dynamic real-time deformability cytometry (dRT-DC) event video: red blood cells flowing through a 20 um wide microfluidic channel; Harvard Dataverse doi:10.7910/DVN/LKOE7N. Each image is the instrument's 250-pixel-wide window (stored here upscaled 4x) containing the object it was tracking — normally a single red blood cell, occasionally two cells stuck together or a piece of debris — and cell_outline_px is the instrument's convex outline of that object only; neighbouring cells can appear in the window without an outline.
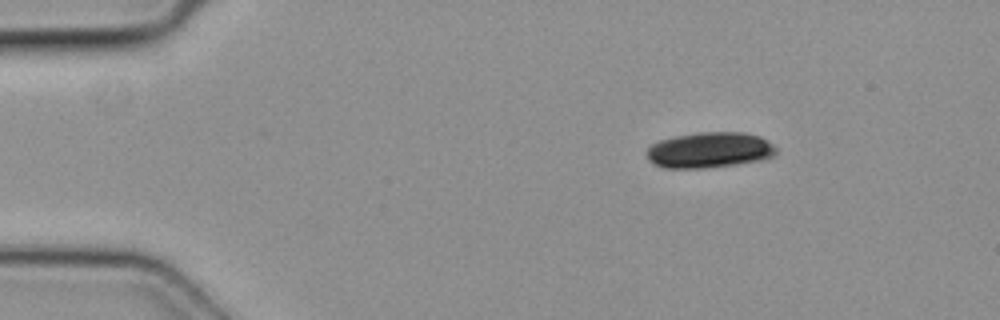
{"species": "common noctule bat (a hibernating species)", "species_latin": "Nyctalus noctula", "temperature_condition": "cold", "stored_images_in_passage": 6, "camera_frame_rate_fps": 3000, "um_per_image_px": 0.085, "animal": {"sex": "female", "body_mass_g": 19.3, "forearm_length_mm": 54.1}, "frame": {"image": 1, "passage_image": 2, "time_ms": 0.333, "image_size_px": [1000, 320], "cell_outline_px": [[776, 156], [764, 160], [736, 164], [704, 168], [664, 168], [648, 160], [644, 152], [652, 144], [660, 140], [676, 136], [696, 132], [744, 132], [760, 136], [768, 140], [776, 148]], "centroid_in_image_um": [60.33, 12.75], "position_along_channel_um": 24.7, "area_um2": 27.22}}